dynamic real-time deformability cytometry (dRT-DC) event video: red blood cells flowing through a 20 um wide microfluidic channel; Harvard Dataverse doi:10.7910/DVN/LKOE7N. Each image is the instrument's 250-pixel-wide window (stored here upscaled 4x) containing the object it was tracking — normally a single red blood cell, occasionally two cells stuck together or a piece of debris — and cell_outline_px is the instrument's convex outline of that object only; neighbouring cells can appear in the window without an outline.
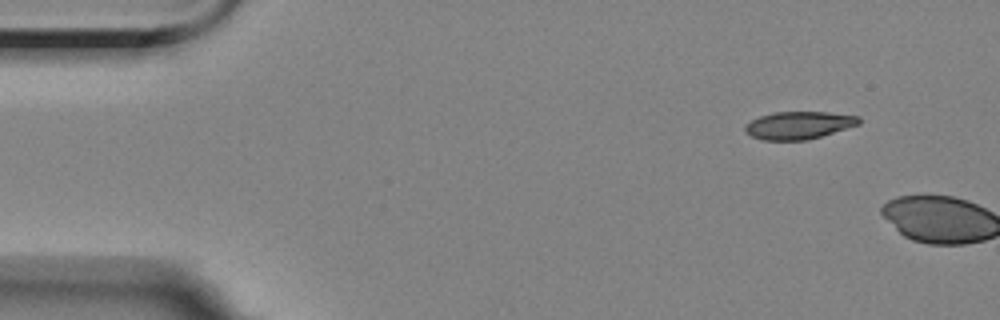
{"species": "Egyptian fruit bat (a non-hibernating species)", "species_latin": "Rousettus aegyptiacus", "temperature_condition": "room temperature", "stored_images_in_passage": 2, "camera_frame_rate_fps": 3000, "um_per_image_px": 0.085, "animal": {"sex": "female"}, "frame": {"image": 1, "passage_image": 1, "time_ms": 0.0, "image_size_px": [1000, 320], "cell_outline_px": [[860, 124], [808, 140], [760, 140], [744, 132], [744, 128], [752, 120], [760, 116], [776, 112], [828, 112], [860, 116]], "centroid_in_image_um": [67.9, 10.65], "position_along_channel_um": 17.1, "area_um2": 18.26}}